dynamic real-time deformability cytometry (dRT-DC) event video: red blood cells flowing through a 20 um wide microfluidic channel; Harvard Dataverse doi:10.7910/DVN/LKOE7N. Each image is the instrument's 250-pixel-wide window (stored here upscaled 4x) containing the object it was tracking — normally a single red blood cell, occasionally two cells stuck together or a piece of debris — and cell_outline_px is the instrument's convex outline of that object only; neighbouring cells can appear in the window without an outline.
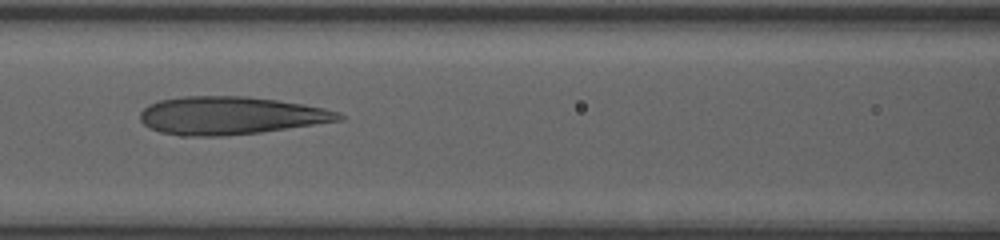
{"species": "human", "species_latin": "Homo sapiens", "temperature_condition": "room temperature", "stored_images_in_passage": 4, "camera_frame_rate_fps": 3000, "um_per_image_px": 0.085, "donor": {"sex": "female"}, "frame": {"image": 1, "passage_image": 3, "time_ms": 2.333, "image_size_px": [1000, 240], "cell_outline_px": [[344, 120], [260, 132], [224, 136], [180, 136], [160, 132], [148, 128], [140, 120], [140, 112], [148, 104], [160, 100], [184, 96], [244, 96], [276, 100], [304, 104], [324, 108], [340, 112], [344, 116]], "centroid_in_image_um": [19.57, 9.82], "position_along_channel_um": 147.0, "area_um2": 44.04}}
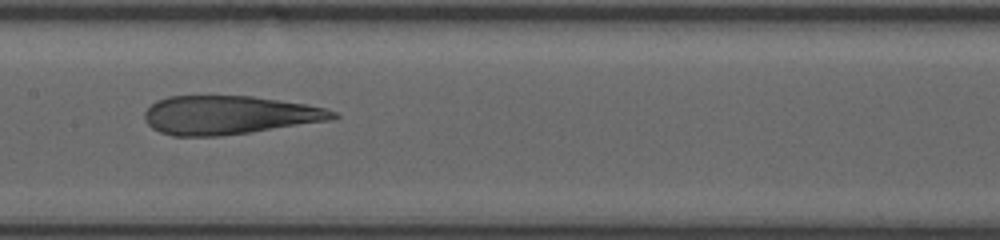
{"frame": {"image": 2, "passage_image": 4, "time_ms": 3.333, "image_size_px": [1000, 240], "cell_outline_px": [[340, 116], [332, 120], [220, 136], [172, 136], [160, 132], [152, 128], [144, 120], [144, 112], [156, 100], [168, 96], [252, 96], [308, 104], [324, 108], [336, 112]], "centroid_in_image_um": [19.46, 9.77], "position_along_channel_um": 187.9, "area_um2": 42.37}}